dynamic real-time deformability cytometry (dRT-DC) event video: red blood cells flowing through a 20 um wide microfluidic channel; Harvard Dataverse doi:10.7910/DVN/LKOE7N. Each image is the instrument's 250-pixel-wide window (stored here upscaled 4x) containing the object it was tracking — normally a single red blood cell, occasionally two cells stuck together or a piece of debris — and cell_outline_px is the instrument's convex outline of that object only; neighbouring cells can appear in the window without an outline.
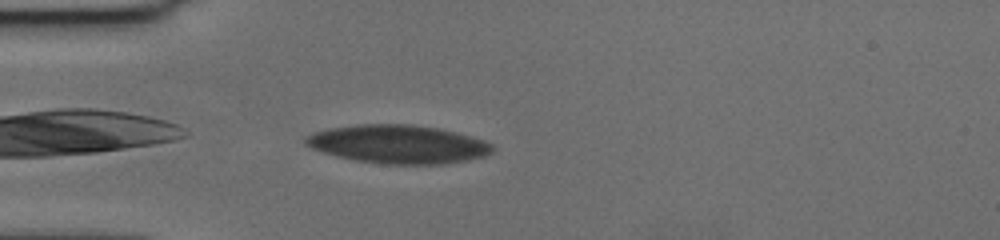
{"species": "human", "species_latin": "Homo sapiens", "temperature_condition": "cold", "stored_images_in_passage": 43, "camera_frame_rate_fps": 3000, "um_per_image_px": 0.085, "donor": {"sex": "female"}, "frame": {"image": 1, "passage_image": 1, "time_ms": 0.0, "image_size_px": [1000, 240], "cell_outline_px": [[492, 152], [484, 156], [444, 164], [384, 164], [356, 160], [336, 156], [312, 148], [304, 144], [304, 136], [316, 132], [332, 128], [356, 124], [412, 124], [440, 128], [472, 136], [484, 140], [492, 144]], "centroid_in_image_um": [33.84, 12.25], "position_along_channel_um": 51.2, "area_um2": 41.79}}
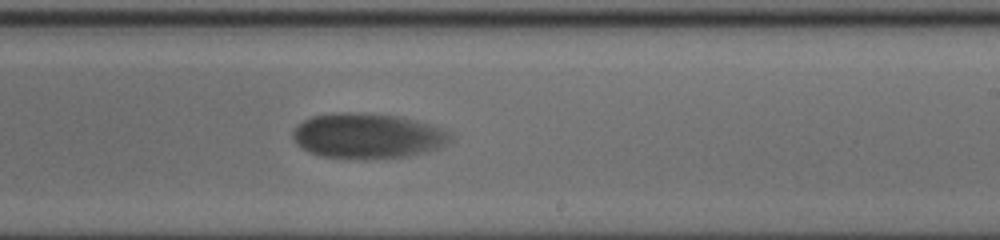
{"frame": {"image": 2, "passage_image": 20, "time_ms": 6.333, "image_size_px": [1000, 240], "cell_outline_px": [[452, 140], [436, 148], [424, 152], [404, 156], [364, 160], [320, 156], [308, 152], [300, 148], [292, 140], [292, 132], [304, 120], [312, 116], [332, 112], [364, 112], [400, 116], [416, 120], [452, 132]], "centroid_in_image_um": [31.2, 11.55], "position_along_channel_um": 257.8, "area_um2": 41.96}}
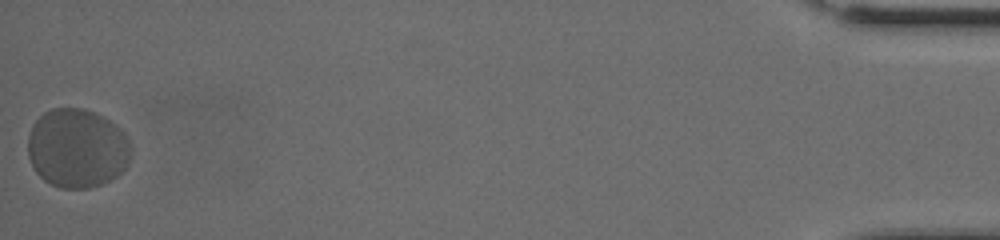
{"frame": {"image": 3, "passage_image": 43, "time_ms": 14.0, "image_size_px": [1000, 240], "cell_outline_px": [[132, 148], [128, 164], [116, 176], [100, 184], [88, 188], [60, 188], [44, 180], [36, 172], [28, 156], [28, 136], [32, 124], [44, 112], [52, 108], [84, 108], [104, 116], [116, 124], [124, 132]], "centroid_in_image_um": [6.55, 12.58], "position_along_channel_um": 428.6, "area_um2": 47.74}, "authors_computed_cell_mechanics": {"area_um2": 42.5408, "velocity_mm_per_s": 3.4679, "shape_relaxation_time_tau1_ms": 3.8831, "shape_relaxation_time_tau2_ms": null, "deformation_change_tau1": 0.1089, "deformation_change_tau2": null}}